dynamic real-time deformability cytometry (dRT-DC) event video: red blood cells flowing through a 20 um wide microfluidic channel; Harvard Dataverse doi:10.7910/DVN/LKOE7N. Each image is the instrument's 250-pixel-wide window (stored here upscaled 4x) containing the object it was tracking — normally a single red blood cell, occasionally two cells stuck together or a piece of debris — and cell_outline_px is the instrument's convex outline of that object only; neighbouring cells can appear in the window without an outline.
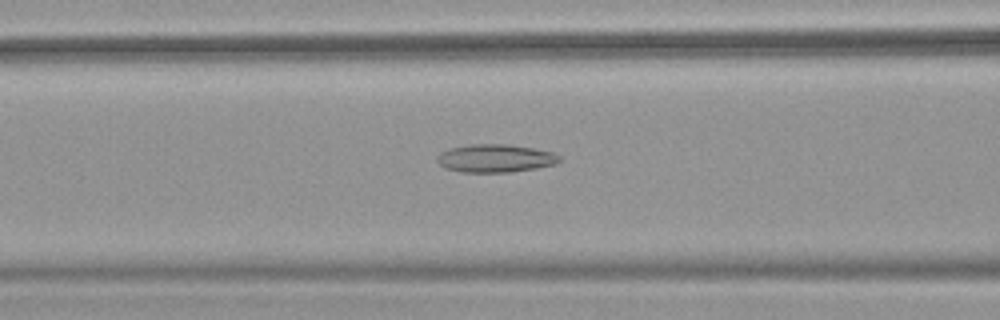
{"species": "common noctule bat (a hibernating species)", "species_latin": "Nyctalus noctula", "temperature_condition": "warm", "stored_images_in_passage": 51, "camera_frame_rate_fps": 3000, "um_per_image_px": 0.085, "animal": {"sex": "female", "body_mass_g": 18.4}, "frame": {"image": 1, "passage_image": 21, "time_ms": 6.667, "image_size_px": [1000, 320], "cell_outline_px": [[560, 160], [556, 164], [536, 168], [512, 172], [460, 172], [444, 168], [436, 160], [436, 156], [440, 152], [448, 148], [468, 144], [508, 144], [532, 148], [552, 152], [560, 156]], "centroid_in_image_um": [42.06, 13.45], "position_along_channel_um": 124.5, "area_um2": 20.17}}
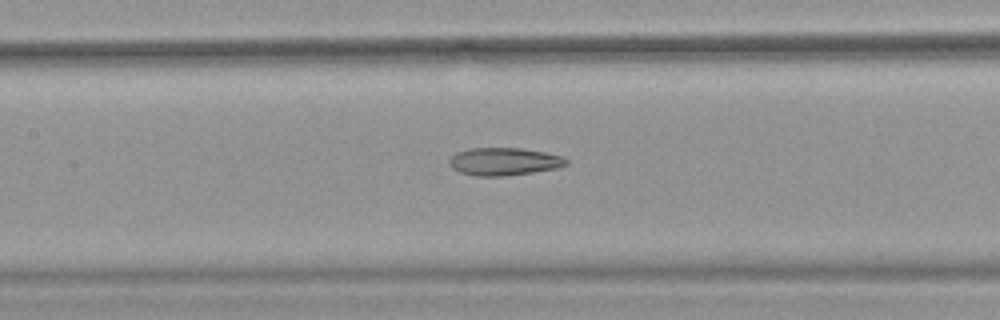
{"frame": {"image": 2, "passage_image": 24, "time_ms": 7.667, "image_size_px": [1000, 320], "cell_outline_px": [[568, 164], [556, 168], [532, 172], [504, 176], [476, 176], [460, 172], [452, 168], [448, 164], [448, 160], [456, 152], [472, 148], [520, 148], [544, 152], [564, 156], [568, 160]], "centroid_in_image_um": [42.83, 13.73], "position_along_channel_um": 164.6, "area_um2": 18.9}}
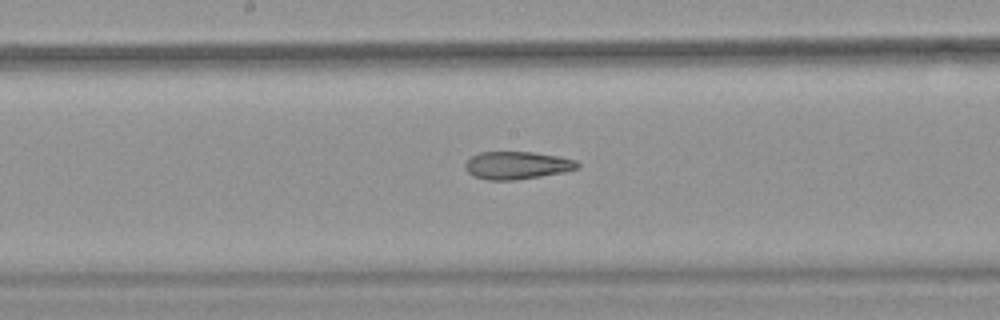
{"frame": {"image": 3, "passage_image": 27, "time_ms": 8.667, "image_size_px": [1000, 320], "cell_outline_px": [[580, 168], [564, 172], [516, 180], [488, 180], [472, 176], [464, 168], [464, 164], [472, 156], [480, 152], [532, 152], [560, 156], [576, 160], [580, 164]], "centroid_in_image_um": [43.96, 14.05], "position_along_channel_um": 204.2, "area_um2": 18.26}, "authors_computed_cell_mechanics": {"area_um2": 21.1548, "velocity_mm_per_s": 4.0028, "shape_relaxation_time_tau1_ms": null, "shape_relaxation_time_tau2_ms": 2.6546, "deformation_change_tau1": null, "deformation_change_tau2": 0.1181}}